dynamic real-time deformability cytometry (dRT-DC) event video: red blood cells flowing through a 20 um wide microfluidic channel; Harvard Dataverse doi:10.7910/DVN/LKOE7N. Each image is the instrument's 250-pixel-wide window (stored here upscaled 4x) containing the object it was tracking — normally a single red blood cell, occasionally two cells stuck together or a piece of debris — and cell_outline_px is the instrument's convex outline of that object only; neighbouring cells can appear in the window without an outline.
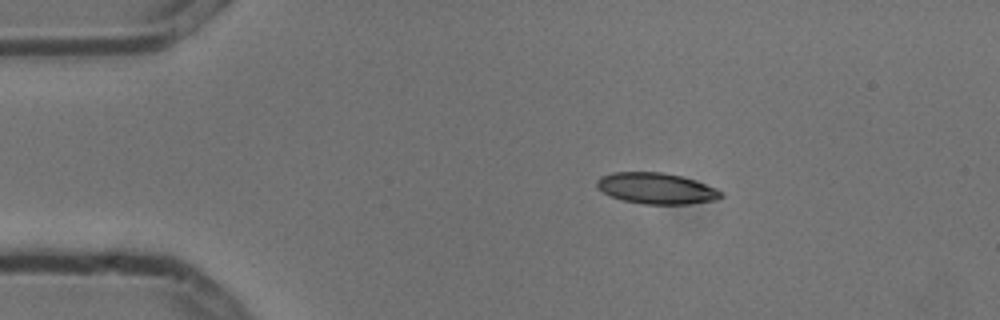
{"species": "common noctule bat (a hibernating species)", "species_latin": "Nyctalus noctula", "temperature_condition": "cold", "stored_images_in_passage": 4, "camera_frame_rate_fps": 3000, "um_per_image_px": 0.085, "animal": {"sex": "male", "body_mass_g": 13.3}, "frame": {"image": 1, "passage_image": 2, "time_ms": 0.333, "image_size_px": [1000, 320], "cell_outline_px": [[724, 196], [716, 200], [688, 204], [644, 204], [624, 200], [612, 196], [596, 188], [596, 180], [600, 176], [612, 172], [660, 172], [680, 176], [716, 188], [724, 192]], "centroid_in_image_um": [55.78, 16.01], "position_along_channel_um": 29.2, "area_um2": 22.37}}